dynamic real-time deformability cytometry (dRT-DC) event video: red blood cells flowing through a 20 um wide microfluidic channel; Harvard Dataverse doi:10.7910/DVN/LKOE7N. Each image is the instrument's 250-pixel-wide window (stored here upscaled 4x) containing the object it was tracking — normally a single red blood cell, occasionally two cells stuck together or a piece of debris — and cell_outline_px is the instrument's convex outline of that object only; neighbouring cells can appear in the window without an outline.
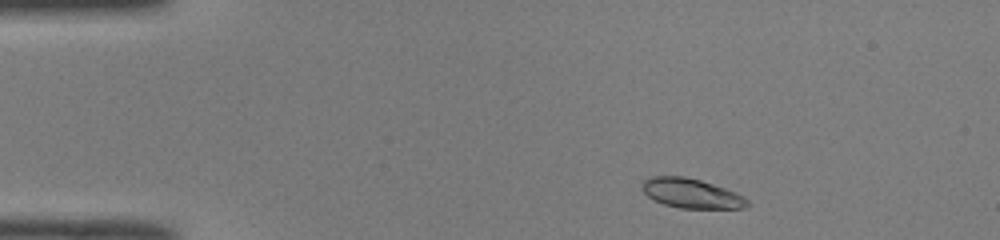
{"species": "common noctule bat (a hibernating species)", "species_latin": "Nyctalus noctula", "temperature_condition": "room temperature", "stored_images_in_passage": 46, "camera_frame_rate_fps": 3000, "um_per_image_px": 0.085, "animal": {"sex": "male", "body_mass_g": 19.0, "forearm_length_mm": 50.8}, "frame": {"image": 1, "passage_image": 3, "time_ms": 0.667, "image_size_px": [1000, 240], "cell_outline_px": [[752, 204], [744, 208], [680, 208], [664, 204], [648, 196], [640, 188], [640, 184], [644, 180], [652, 176], [684, 176], [700, 180], [736, 192], [744, 196]], "centroid_in_image_um": [58.77, 16.43], "position_along_channel_um": 26.2, "area_um2": 18.15}}
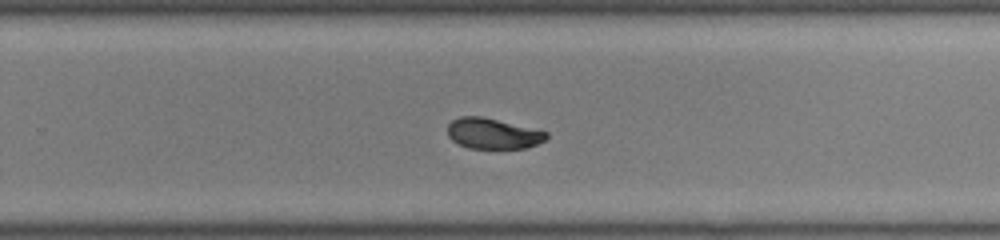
{"frame": {"image": 2, "passage_image": 28, "time_ms": 9.0, "image_size_px": [1000, 240], "cell_outline_px": [[548, 136], [544, 140], [536, 144], [524, 148], [468, 148], [452, 140], [448, 136], [448, 124], [452, 120], [460, 116], [480, 116], [548, 132]], "centroid_in_image_um": [41.86, 11.35], "position_along_channel_um": 287.9, "area_um2": 17.34}}
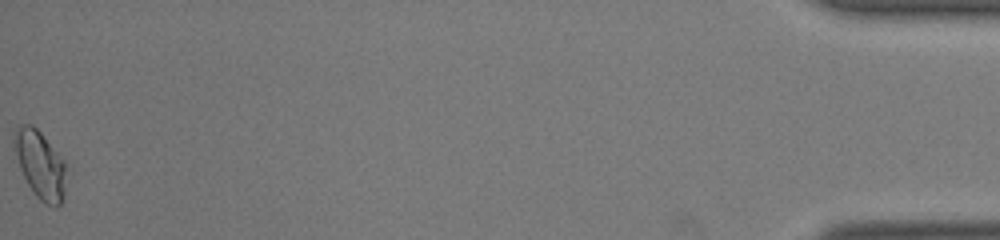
{"frame": {"image": 3, "passage_image": 46, "time_ms": 15.0, "image_size_px": [1000, 240], "cell_outline_px": [[64, 196], [60, 204], [56, 208], [44, 204], [36, 196], [28, 184], [20, 168], [12, 144], [12, 140], [16, 132], [24, 124], [32, 124], [40, 132], [64, 160]], "centroid_in_image_um": [3.4, 14.02], "position_along_channel_um": 431.8, "area_um2": 20.11}, "authors_computed_cell_mechanics": {"area_um2": 18.5538, "velocity_mm_per_s": 3.9967, "shape_relaxation_time_tau1_ms": 4.5805, "shape_relaxation_time_tau2_ms": 1.1471, "deformation_change_tau1": 0.1556, "deformation_change_tau2": 0.0343}}